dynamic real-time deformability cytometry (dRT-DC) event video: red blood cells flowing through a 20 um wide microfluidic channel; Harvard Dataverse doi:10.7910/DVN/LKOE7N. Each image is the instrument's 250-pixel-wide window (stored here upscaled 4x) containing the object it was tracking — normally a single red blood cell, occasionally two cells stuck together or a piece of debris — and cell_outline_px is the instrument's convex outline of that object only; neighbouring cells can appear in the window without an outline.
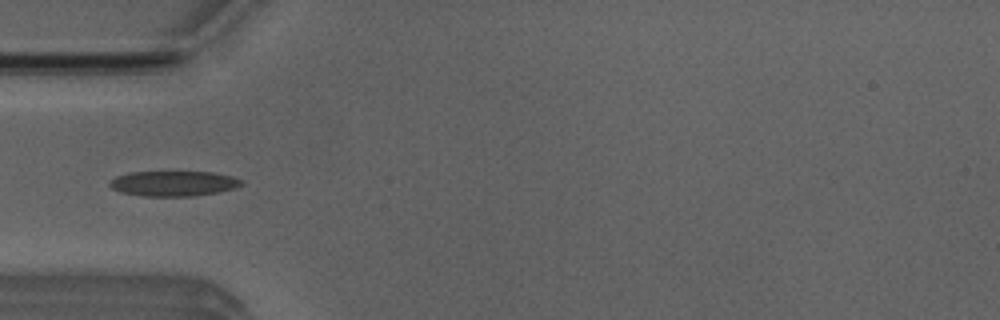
{"species": "Egyptian fruit bat (a non-hibernating species)", "species_latin": "Rousettus aegyptiacus", "temperature_condition": "room temperature", "stored_images_in_passage": 4, "camera_frame_rate_fps": 3000, "um_per_image_px": 0.085, "animal": {"sex": "male"}, "frame": {"image": 1, "passage_image": 4, "time_ms": 4.333, "image_size_px": [1000, 320], "cell_outline_px": [[244, 184], [220, 192], [196, 196], [140, 196], [120, 192], [112, 188], [108, 184], [108, 180], [116, 176], [128, 172], [212, 172], [232, 176], [244, 180]], "centroid_in_image_um": [14.73, 15.6], "position_along_channel_um": 70.3, "area_um2": 19.59}}